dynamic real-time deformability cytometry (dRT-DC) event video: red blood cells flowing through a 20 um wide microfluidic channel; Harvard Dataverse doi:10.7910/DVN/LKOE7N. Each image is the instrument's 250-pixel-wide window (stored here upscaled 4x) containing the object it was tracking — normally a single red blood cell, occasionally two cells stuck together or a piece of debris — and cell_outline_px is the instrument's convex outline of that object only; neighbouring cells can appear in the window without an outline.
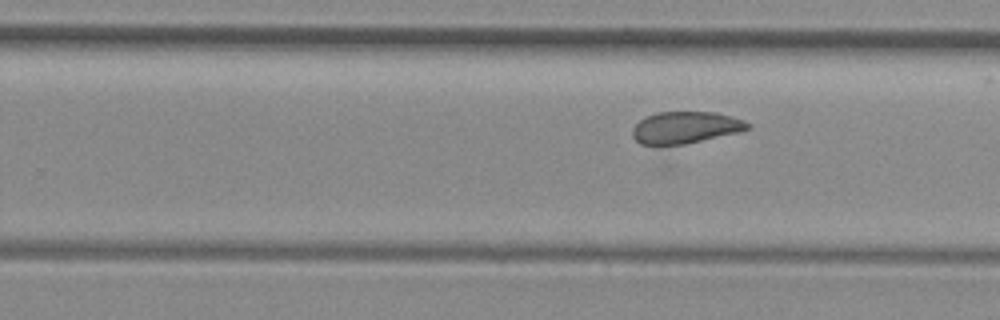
{"species": "common noctule bat (a hibernating species)", "species_latin": "Nyctalus noctula", "temperature_condition": "room temperature", "stored_images_in_passage": 61, "camera_frame_rate_fps": 3000, "um_per_image_px": 0.085, "animal": {"sex": "female", "body_mass_g": 29.2, "forearm_length_mm": 56.3}, "frame": {"image": 1, "passage_image": 35, "time_ms": 11.333, "image_size_px": [1000, 320], "cell_outline_px": [[752, 128], [740, 132], [668, 148], [660, 148], [640, 144], [632, 136], [632, 128], [644, 116], [656, 112], [716, 112], [744, 120]], "centroid_in_image_um": [58.19, 10.88], "position_along_channel_um": 271.6, "area_um2": 22.2}}